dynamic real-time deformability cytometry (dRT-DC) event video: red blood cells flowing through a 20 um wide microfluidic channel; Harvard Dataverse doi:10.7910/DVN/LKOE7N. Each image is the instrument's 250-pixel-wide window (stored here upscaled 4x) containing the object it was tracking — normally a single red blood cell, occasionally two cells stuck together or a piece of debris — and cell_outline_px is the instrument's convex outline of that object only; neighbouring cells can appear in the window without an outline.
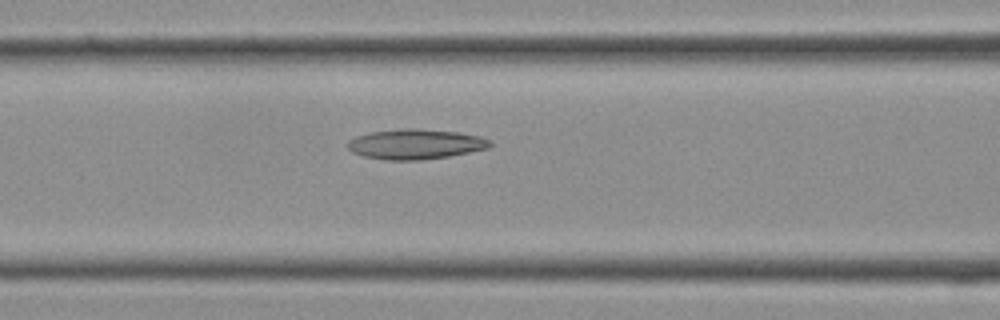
{"species": "Egyptian fruit bat (a non-hibernating species)", "species_latin": "Rousettus aegyptiacus", "temperature_condition": "cold", "stored_images_in_passage": 8, "camera_frame_rate_fps": 3000, "um_per_image_px": 0.085, "frame": {"image": 1, "passage_image": 4, "time_ms": 1.0, "image_size_px": [1000, 320], "cell_outline_px": [[492, 144], [488, 148], [448, 156], [420, 160], [384, 160], [364, 156], [352, 152], [344, 144], [348, 140], [356, 136], [368, 132], [400, 128], [416, 128], [456, 132], [480, 136], [492, 140]], "centroid_in_image_um": [35.26, 12.24], "position_along_channel_um": 131.3, "area_um2": 25.14}}
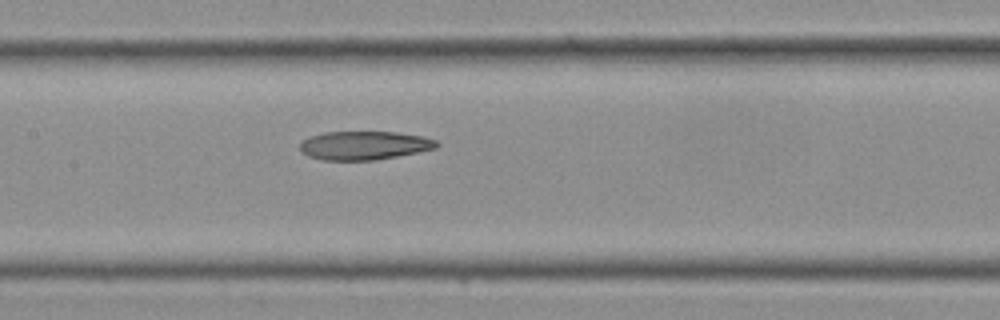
{"frame": {"image": 2, "passage_image": 6, "time_ms": 1.667, "image_size_px": [1000, 320], "cell_outline_px": [[440, 144], [436, 148], [396, 156], [372, 160], [324, 160], [308, 156], [300, 148], [300, 144], [304, 140], [312, 136], [324, 132], [396, 132], [420, 136], [436, 140]], "centroid_in_image_um": [30.96, 12.36], "position_along_channel_um": 176.4, "area_um2": 22.43}}
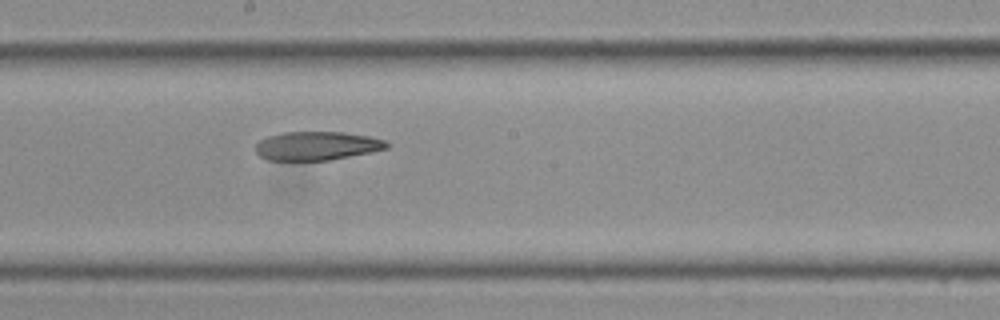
{"frame": {"image": 3, "passage_image": 8, "time_ms": 2.333, "image_size_px": [1000, 320], "cell_outline_px": [[388, 148], [372, 152], [328, 160], [268, 160], [260, 156], [256, 152], [256, 144], [260, 140], [268, 136], [280, 132], [344, 132], [368, 136], [388, 140]], "centroid_in_image_um": [26.94, 12.39], "position_along_channel_um": 221.3, "area_um2": 21.96}}